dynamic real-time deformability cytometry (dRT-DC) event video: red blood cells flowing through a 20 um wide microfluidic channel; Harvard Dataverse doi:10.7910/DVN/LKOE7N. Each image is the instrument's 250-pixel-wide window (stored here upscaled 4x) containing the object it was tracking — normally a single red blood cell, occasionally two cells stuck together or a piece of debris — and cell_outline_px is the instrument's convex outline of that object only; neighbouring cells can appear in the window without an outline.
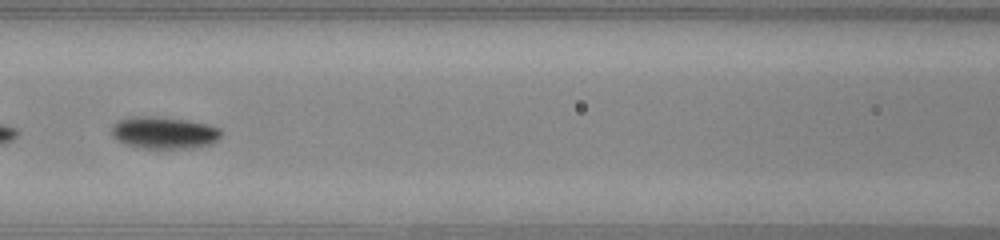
{"species": "common noctule bat (a hibernating species)", "species_latin": "Nyctalus noctula", "temperature_condition": "warm", "stored_images_in_passage": 37, "camera_frame_rate_fps": 3000, "um_per_image_px": 0.085, "animal": {"sex": "male", "body_mass_g": 20.0, "forearm_length_mm": 53.3}, "frame": {"image": 1, "passage_image": 11, "time_ms": 3.333, "image_size_px": [1000, 240], "cell_outline_px": [[220, 136], [212, 144], [192, 148], [136, 148], [124, 144], [116, 140], [112, 136], [112, 124], [116, 120], [128, 116], [152, 116], [188, 120], [208, 124], [220, 128]], "centroid_in_image_um": [13.88, 11.27], "position_along_channel_um": 152.7, "area_um2": 20.81}, "authors_computed_cell_mechanics": {"area_um2": 19.7676, "velocity_mm_per_s": 4.1144, "shape_relaxation_time_tau1_ms": 2.5684, "shape_relaxation_time_tau2_ms": 3.8985, "deformation_change_tau1": 0.1459, "deformation_change_tau2": 0.062}}